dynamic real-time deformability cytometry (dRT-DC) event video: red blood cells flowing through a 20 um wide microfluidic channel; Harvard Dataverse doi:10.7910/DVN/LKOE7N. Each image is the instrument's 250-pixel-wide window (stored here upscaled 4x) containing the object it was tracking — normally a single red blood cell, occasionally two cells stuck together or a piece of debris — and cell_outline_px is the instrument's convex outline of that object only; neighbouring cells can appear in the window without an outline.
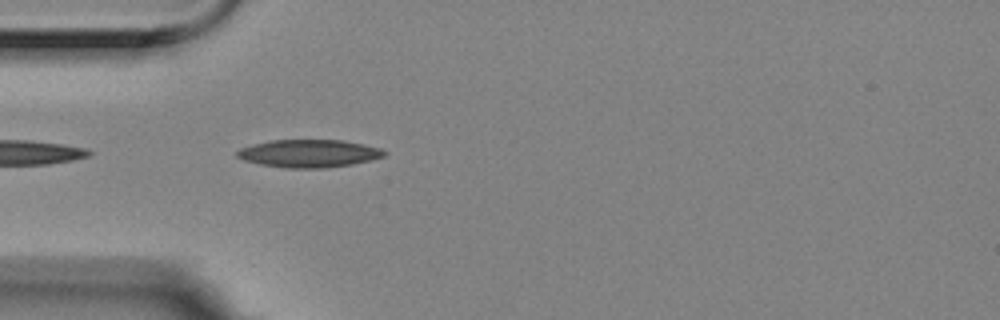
{"species": "Egyptian fruit bat (a non-hibernating species)", "species_latin": "Rousettus aegyptiacus", "temperature_condition": "room temperature", "stored_images_in_passage": 3, "camera_frame_rate_fps": 3000, "um_per_image_px": 0.085, "animal": {"sex": "female"}, "frame": {"image": 1, "passage_image": 3, "time_ms": 0.667, "image_size_px": [1000, 320], "cell_outline_px": [[388, 152], [384, 156], [372, 160], [352, 164], [324, 168], [284, 168], [260, 164], [244, 160], [236, 156], [236, 152], [240, 148], [272, 140], [344, 140], [364, 144], [380, 148]], "centroid_in_image_um": [26.29, 13.04], "position_along_channel_um": 58.7, "area_um2": 23.81}}